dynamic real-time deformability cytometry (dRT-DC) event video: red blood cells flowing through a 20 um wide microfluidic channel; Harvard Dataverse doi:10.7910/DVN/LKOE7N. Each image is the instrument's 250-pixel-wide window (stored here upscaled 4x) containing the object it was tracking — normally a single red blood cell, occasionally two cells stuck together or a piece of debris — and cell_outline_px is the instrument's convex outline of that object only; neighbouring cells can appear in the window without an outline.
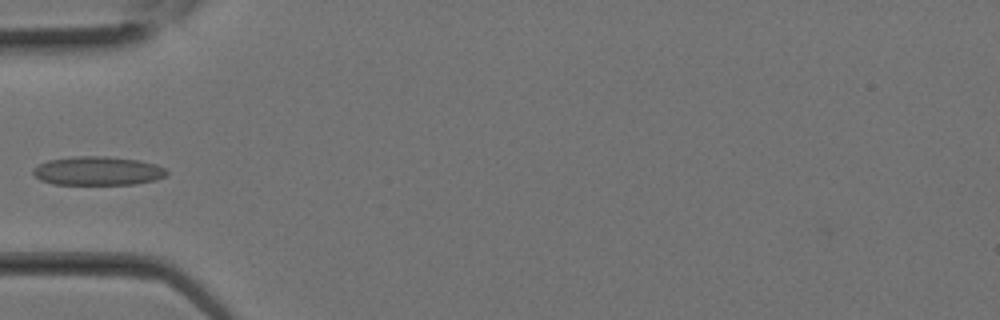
{"species": "Egyptian fruit bat (a non-hibernating species)", "species_latin": "Rousettus aegyptiacus", "temperature_condition": "room temperature", "stored_images_in_passage": 26, "camera_frame_rate_fps": 3000, "um_per_image_px": 0.085, "animal": {"sex": "female"}, "frame": {"image": 1, "passage_image": 8, "time_ms": 2.333, "image_size_px": [1000, 320], "cell_outline_px": [[168, 172], [164, 176], [156, 180], [136, 184], [52, 184], [40, 180], [32, 172], [32, 168], [48, 160], [76, 156], [108, 156], [140, 160], [156, 164], [164, 168]], "centroid_in_image_um": [8.31, 14.52], "position_along_channel_um": 76.7, "area_um2": 22.48}}
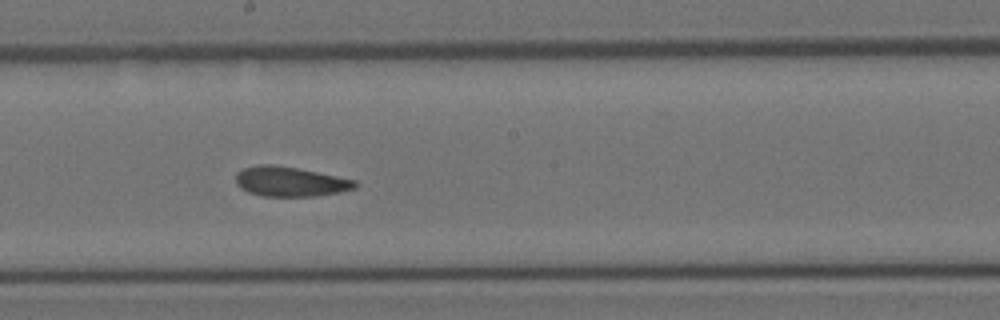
{"frame": {"image": 2, "passage_image": 14, "time_ms": 4.333, "image_size_px": [1000, 320], "cell_outline_px": [[360, 184], [356, 188], [340, 192], [316, 196], [264, 196], [248, 192], [240, 188], [236, 184], [236, 172], [244, 168], [260, 164], [272, 164], [296, 168], [356, 180]], "centroid_in_image_um": [24.67, 15.44], "position_along_channel_um": 223.5, "area_um2": 20.69}}
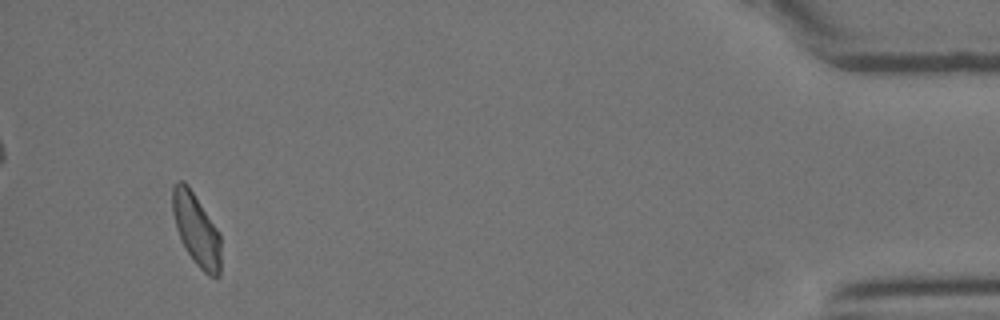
{"frame": {"image": 3, "passage_image": 25, "time_ms": 8.0, "image_size_px": [1000, 320], "cell_outline_px": [[220, 276], [208, 276], [196, 264], [180, 240], [176, 228], [172, 212], [172, 188], [176, 180], [184, 180], [188, 184], [220, 232]], "centroid_in_image_um": [16.67, 19.47], "position_along_channel_um": 418.5, "area_um2": 20.52}}